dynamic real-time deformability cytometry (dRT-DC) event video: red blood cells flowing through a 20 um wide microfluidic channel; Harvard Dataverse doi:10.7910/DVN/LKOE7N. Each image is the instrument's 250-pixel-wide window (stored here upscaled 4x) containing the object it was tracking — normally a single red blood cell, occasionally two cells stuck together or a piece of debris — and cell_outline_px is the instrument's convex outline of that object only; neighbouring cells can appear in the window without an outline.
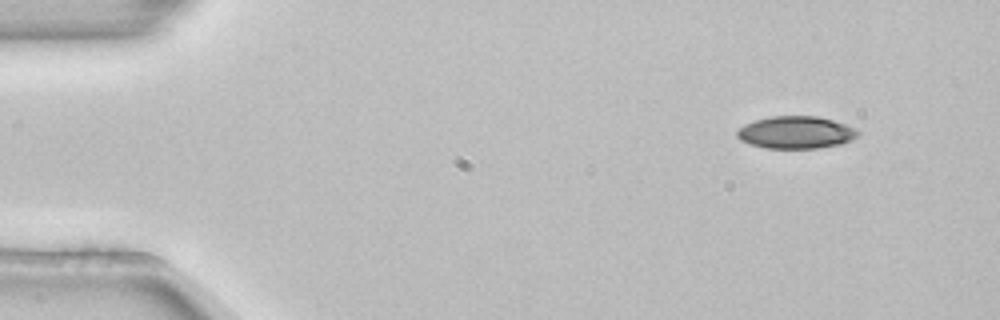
{"species": "common noctule bat (a hibernating species)", "species_latin": "Nyctalus noctula", "temperature_condition": "room temperature", "stored_images_in_passage": 4, "camera_frame_rate_fps": 3000, "um_per_image_px": 0.085, "animal": {"sex": "female", "body_mass_g": 22.7, "forearm_length_mm": 54.2}, "frame": {"image": 1, "passage_image": 1, "time_ms": 0.0, "image_size_px": [1000, 320], "cell_outline_px": [[860, 132], [852, 140], [840, 144], [816, 148], [764, 148], [740, 140], [736, 136], [736, 132], [744, 124], [756, 120], [772, 116], [820, 116], [844, 124]], "centroid_in_image_um": [67.63, 11.25], "position_along_channel_um": 17.4, "area_um2": 22.6}}
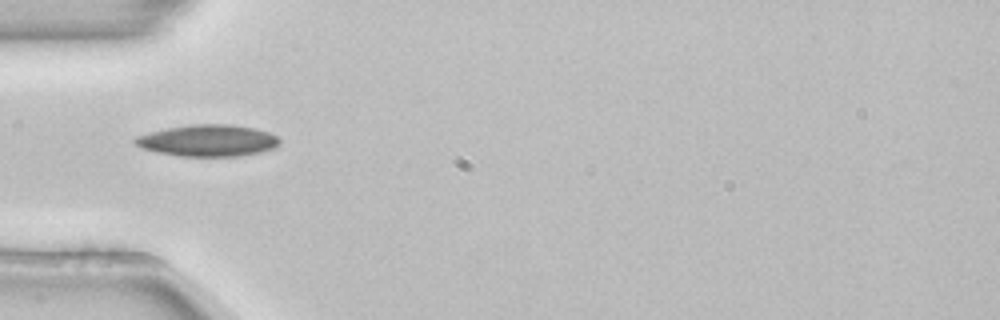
{"frame": {"image": 2, "passage_image": 3, "time_ms": 0.667, "image_size_px": [1000, 320], "cell_outline_px": [[280, 144], [272, 148], [260, 152], [240, 156], [180, 156], [156, 152], [140, 148], [132, 140], [136, 136], [168, 128], [192, 124], [232, 124], [252, 128], [268, 132], [276, 136], [280, 140]], "centroid_in_image_um": [17.66, 11.95], "position_along_channel_um": 67.3, "area_um2": 26.53}}